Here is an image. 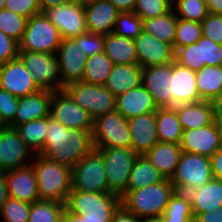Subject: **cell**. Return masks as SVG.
Returning a JSON list of instances; mask_svg holds the SVG:
<instances>
[{
  "mask_svg": "<svg viewBox=\"0 0 222 222\" xmlns=\"http://www.w3.org/2000/svg\"><path fill=\"white\" fill-rule=\"evenodd\" d=\"M121 204V197L114 193L93 192V206L83 218L86 222H111L114 211Z\"/></svg>",
  "mask_w": 222,
  "mask_h": 222,
  "instance_id": "obj_33",
  "label": "cell"
},
{
  "mask_svg": "<svg viewBox=\"0 0 222 222\" xmlns=\"http://www.w3.org/2000/svg\"><path fill=\"white\" fill-rule=\"evenodd\" d=\"M210 160L214 179L222 180V148L218 149Z\"/></svg>",
  "mask_w": 222,
  "mask_h": 222,
  "instance_id": "obj_55",
  "label": "cell"
},
{
  "mask_svg": "<svg viewBox=\"0 0 222 222\" xmlns=\"http://www.w3.org/2000/svg\"><path fill=\"white\" fill-rule=\"evenodd\" d=\"M43 14L57 27L62 39L74 38L88 32L84 1H68L45 9Z\"/></svg>",
  "mask_w": 222,
  "mask_h": 222,
  "instance_id": "obj_11",
  "label": "cell"
},
{
  "mask_svg": "<svg viewBox=\"0 0 222 222\" xmlns=\"http://www.w3.org/2000/svg\"><path fill=\"white\" fill-rule=\"evenodd\" d=\"M142 26L143 20L134 12H120L113 32L134 40L143 30Z\"/></svg>",
  "mask_w": 222,
  "mask_h": 222,
  "instance_id": "obj_42",
  "label": "cell"
},
{
  "mask_svg": "<svg viewBox=\"0 0 222 222\" xmlns=\"http://www.w3.org/2000/svg\"><path fill=\"white\" fill-rule=\"evenodd\" d=\"M156 124L159 142L180 144L183 129L175 107H158L156 110Z\"/></svg>",
  "mask_w": 222,
  "mask_h": 222,
  "instance_id": "obj_32",
  "label": "cell"
},
{
  "mask_svg": "<svg viewBox=\"0 0 222 222\" xmlns=\"http://www.w3.org/2000/svg\"><path fill=\"white\" fill-rule=\"evenodd\" d=\"M172 0H136L134 13L142 20L161 16L172 9Z\"/></svg>",
  "mask_w": 222,
  "mask_h": 222,
  "instance_id": "obj_43",
  "label": "cell"
},
{
  "mask_svg": "<svg viewBox=\"0 0 222 222\" xmlns=\"http://www.w3.org/2000/svg\"><path fill=\"white\" fill-rule=\"evenodd\" d=\"M34 156L35 154L25 144L15 128L6 126L2 131H0L1 171L6 172L28 166L31 164V162L28 161Z\"/></svg>",
  "mask_w": 222,
  "mask_h": 222,
  "instance_id": "obj_14",
  "label": "cell"
},
{
  "mask_svg": "<svg viewBox=\"0 0 222 222\" xmlns=\"http://www.w3.org/2000/svg\"><path fill=\"white\" fill-rule=\"evenodd\" d=\"M120 12H133L136 0H109Z\"/></svg>",
  "mask_w": 222,
  "mask_h": 222,
  "instance_id": "obj_56",
  "label": "cell"
},
{
  "mask_svg": "<svg viewBox=\"0 0 222 222\" xmlns=\"http://www.w3.org/2000/svg\"><path fill=\"white\" fill-rule=\"evenodd\" d=\"M30 208L29 203L8 198L0 211L2 222H28Z\"/></svg>",
  "mask_w": 222,
  "mask_h": 222,
  "instance_id": "obj_44",
  "label": "cell"
},
{
  "mask_svg": "<svg viewBox=\"0 0 222 222\" xmlns=\"http://www.w3.org/2000/svg\"><path fill=\"white\" fill-rule=\"evenodd\" d=\"M4 8L27 19L41 13L38 0H5Z\"/></svg>",
  "mask_w": 222,
  "mask_h": 222,
  "instance_id": "obj_50",
  "label": "cell"
},
{
  "mask_svg": "<svg viewBox=\"0 0 222 222\" xmlns=\"http://www.w3.org/2000/svg\"><path fill=\"white\" fill-rule=\"evenodd\" d=\"M219 107L215 102L202 100L196 103L179 104L175 109L181 127L185 131L213 123Z\"/></svg>",
  "mask_w": 222,
  "mask_h": 222,
  "instance_id": "obj_25",
  "label": "cell"
},
{
  "mask_svg": "<svg viewBox=\"0 0 222 222\" xmlns=\"http://www.w3.org/2000/svg\"><path fill=\"white\" fill-rule=\"evenodd\" d=\"M64 90L75 103L90 114L93 120L116 110V96L104 85L80 81L67 85Z\"/></svg>",
  "mask_w": 222,
  "mask_h": 222,
  "instance_id": "obj_5",
  "label": "cell"
},
{
  "mask_svg": "<svg viewBox=\"0 0 222 222\" xmlns=\"http://www.w3.org/2000/svg\"><path fill=\"white\" fill-rule=\"evenodd\" d=\"M81 48L87 57L104 51V35L95 33L81 34Z\"/></svg>",
  "mask_w": 222,
  "mask_h": 222,
  "instance_id": "obj_51",
  "label": "cell"
},
{
  "mask_svg": "<svg viewBox=\"0 0 222 222\" xmlns=\"http://www.w3.org/2000/svg\"><path fill=\"white\" fill-rule=\"evenodd\" d=\"M88 32L107 35L114 31L120 11L109 0H84Z\"/></svg>",
  "mask_w": 222,
  "mask_h": 222,
  "instance_id": "obj_18",
  "label": "cell"
},
{
  "mask_svg": "<svg viewBox=\"0 0 222 222\" xmlns=\"http://www.w3.org/2000/svg\"><path fill=\"white\" fill-rule=\"evenodd\" d=\"M104 52L113 64L137 63L135 41L114 32L104 35Z\"/></svg>",
  "mask_w": 222,
  "mask_h": 222,
  "instance_id": "obj_30",
  "label": "cell"
},
{
  "mask_svg": "<svg viewBox=\"0 0 222 222\" xmlns=\"http://www.w3.org/2000/svg\"><path fill=\"white\" fill-rule=\"evenodd\" d=\"M113 65V62L107 57L104 51L87 57L82 82L105 85Z\"/></svg>",
  "mask_w": 222,
  "mask_h": 222,
  "instance_id": "obj_35",
  "label": "cell"
},
{
  "mask_svg": "<svg viewBox=\"0 0 222 222\" xmlns=\"http://www.w3.org/2000/svg\"><path fill=\"white\" fill-rule=\"evenodd\" d=\"M15 129L34 154H39L43 150L48 132L47 117L19 124Z\"/></svg>",
  "mask_w": 222,
  "mask_h": 222,
  "instance_id": "obj_36",
  "label": "cell"
},
{
  "mask_svg": "<svg viewBox=\"0 0 222 222\" xmlns=\"http://www.w3.org/2000/svg\"><path fill=\"white\" fill-rule=\"evenodd\" d=\"M27 18L3 8L0 10V30L18 43L25 31Z\"/></svg>",
  "mask_w": 222,
  "mask_h": 222,
  "instance_id": "obj_41",
  "label": "cell"
},
{
  "mask_svg": "<svg viewBox=\"0 0 222 222\" xmlns=\"http://www.w3.org/2000/svg\"><path fill=\"white\" fill-rule=\"evenodd\" d=\"M196 85L201 100L222 106V66H204L196 71Z\"/></svg>",
  "mask_w": 222,
  "mask_h": 222,
  "instance_id": "obj_29",
  "label": "cell"
},
{
  "mask_svg": "<svg viewBox=\"0 0 222 222\" xmlns=\"http://www.w3.org/2000/svg\"><path fill=\"white\" fill-rule=\"evenodd\" d=\"M175 62L195 72L205 66L201 64L200 45L197 43L178 48L175 51Z\"/></svg>",
  "mask_w": 222,
  "mask_h": 222,
  "instance_id": "obj_45",
  "label": "cell"
},
{
  "mask_svg": "<svg viewBox=\"0 0 222 222\" xmlns=\"http://www.w3.org/2000/svg\"><path fill=\"white\" fill-rule=\"evenodd\" d=\"M134 213L130 212L122 203L114 211L111 222H140Z\"/></svg>",
  "mask_w": 222,
  "mask_h": 222,
  "instance_id": "obj_53",
  "label": "cell"
},
{
  "mask_svg": "<svg viewBox=\"0 0 222 222\" xmlns=\"http://www.w3.org/2000/svg\"><path fill=\"white\" fill-rule=\"evenodd\" d=\"M214 123L218 134L219 146L222 148V106L216 112Z\"/></svg>",
  "mask_w": 222,
  "mask_h": 222,
  "instance_id": "obj_58",
  "label": "cell"
},
{
  "mask_svg": "<svg viewBox=\"0 0 222 222\" xmlns=\"http://www.w3.org/2000/svg\"><path fill=\"white\" fill-rule=\"evenodd\" d=\"M165 177L151 164L145 155H139L130 172L126 189L131 192L145 186L161 183Z\"/></svg>",
  "mask_w": 222,
  "mask_h": 222,
  "instance_id": "obj_31",
  "label": "cell"
},
{
  "mask_svg": "<svg viewBox=\"0 0 222 222\" xmlns=\"http://www.w3.org/2000/svg\"><path fill=\"white\" fill-rule=\"evenodd\" d=\"M52 94V91L40 90L34 94L19 97L15 127L25 122L49 116Z\"/></svg>",
  "mask_w": 222,
  "mask_h": 222,
  "instance_id": "obj_26",
  "label": "cell"
},
{
  "mask_svg": "<svg viewBox=\"0 0 222 222\" xmlns=\"http://www.w3.org/2000/svg\"><path fill=\"white\" fill-rule=\"evenodd\" d=\"M182 194L190 203L193 216L216 210L222 207V180L213 178L200 188L184 189Z\"/></svg>",
  "mask_w": 222,
  "mask_h": 222,
  "instance_id": "obj_23",
  "label": "cell"
},
{
  "mask_svg": "<svg viewBox=\"0 0 222 222\" xmlns=\"http://www.w3.org/2000/svg\"><path fill=\"white\" fill-rule=\"evenodd\" d=\"M172 8L177 18L190 21L202 22L209 14L205 0H174Z\"/></svg>",
  "mask_w": 222,
  "mask_h": 222,
  "instance_id": "obj_40",
  "label": "cell"
},
{
  "mask_svg": "<svg viewBox=\"0 0 222 222\" xmlns=\"http://www.w3.org/2000/svg\"><path fill=\"white\" fill-rule=\"evenodd\" d=\"M5 0H0V10L4 8Z\"/></svg>",
  "mask_w": 222,
  "mask_h": 222,
  "instance_id": "obj_63",
  "label": "cell"
},
{
  "mask_svg": "<svg viewBox=\"0 0 222 222\" xmlns=\"http://www.w3.org/2000/svg\"><path fill=\"white\" fill-rule=\"evenodd\" d=\"M47 131L39 154L70 169L94 149L92 130L65 127L49 115Z\"/></svg>",
  "mask_w": 222,
  "mask_h": 222,
  "instance_id": "obj_1",
  "label": "cell"
},
{
  "mask_svg": "<svg viewBox=\"0 0 222 222\" xmlns=\"http://www.w3.org/2000/svg\"><path fill=\"white\" fill-rule=\"evenodd\" d=\"M19 98L0 88V119L5 126L15 128V115Z\"/></svg>",
  "mask_w": 222,
  "mask_h": 222,
  "instance_id": "obj_48",
  "label": "cell"
},
{
  "mask_svg": "<svg viewBox=\"0 0 222 222\" xmlns=\"http://www.w3.org/2000/svg\"><path fill=\"white\" fill-rule=\"evenodd\" d=\"M0 88L18 98L41 90L19 58L0 64Z\"/></svg>",
  "mask_w": 222,
  "mask_h": 222,
  "instance_id": "obj_15",
  "label": "cell"
},
{
  "mask_svg": "<svg viewBox=\"0 0 222 222\" xmlns=\"http://www.w3.org/2000/svg\"><path fill=\"white\" fill-rule=\"evenodd\" d=\"M9 198L26 203L40 200L37 178L32 165L5 172Z\"/></svg>",
  "mask_w": 222,
  "mask_h": 222,
  "instance_id": "obj_19",
  "label": "cell"
},
{
  "mask_svg": "<svg viewBox=\"0 0 222 222\" xmlns=\"http://www.w3.org/2000/svg\"><path fill=\"white\" fill-rule=\"evenodd\" d=\"M213 178L210 157L183 151L170 181L176 191L182 192L188 188H200Z\"/></svg>",
  "mask_w": 222,
  "mask_h": 222,
  "instance_id": "obj_8",
  "label": "cell"
},
{
  "mask_svg": "<svg viewBox=\"0 0 222 222\" xmlns=\"http://www.w3.org/2000/svg\"><path fill=\"white\" fill-rule=\"evenodd\" d=\"M61 222H86V219L80 217L79 215L71 213L65 208Z\"/></svg>",
  "mask_w": 222,
  "mask_h": 222,
  "instance_id": "obj_61",
  "label": "cell"
},
{
  "mask_svg": "<svg viewBox=\"0 0 222 222\" xmlns=\"http://www.w3.org/2000/svg\"><path fill=\"white\" fill-rule=\"evenodd\" d=\"M69 0H38L41 12L47 8L55 7L67 3Z\"/></svg>",
  "mask_w": 222,
  "mask_h": 222,
  "instance_id": "obj_60",
  "label": "cell"
},
{
  "mask_svg": "<svg viewBox=\"0 0 222 222\" xmlns=\"http://www.w3.org/2000/svg\"><path fill=\"white\" fill-rule=\"evenodd\" d=\"M202 23V36L222 44V15L209 13Z\"/></svg>",
  "mask_w": 222,
  "mask_h": 222,
  "instance_id": "obj_49",
  "label": "cell"
},
{
  "mask_svg": "<svg viewBox=\"0 0 222 222\" xmlns=\"http://www.w3.org/2000/svg\"><path fill=\"white\" fill-rule=\"evenodd\" d=\"M209 13L222 15V0H206Z\"/></svg>",
  "mask_w": 222,
  "mask_h": 222,
  "instance_id": "obj_59",
  "label": "cell"
},
{
  "mask_svg": "<svg viewBox=\"0 0 222 222\" xmlns=\"http://www.w3.org/2000/svg\"><path fill=\"white\" fill-rule=\"evenodd\" d=\"M157 109L152 95L142 84L116 96V110L127 120Z\"/></svg>",
  "mask_w": 222,
  "mask_h": 222,
  "instance_id": "obj_24",
  "label": "cell"
},
{
  "mask_svg": "<svg viewBox=\"0 0 222 222\" xmlns=\"http://www.w3.org/2000/svg\"><path fill=\"white\" fill-rule=\"evenodd\" d=\"M18 58L32 74L41 90H64L59 73L56 53L19 51Z\"/></svg>",
  "mask_w": 222,
  "mask_h": 222,
  "instance_id": "obj_10",
  "label": "cell"
},
{
  "mask_svg": "<svg viewBox=\"0 0 222 222\" xmlns=\"http://www.w3.org/2000/svg\"><path fill=\"white\" fill-rule=\"evenodd\" d=\"M193 222H222V207L194 216Z\"/></svg>",
  "mask_w": 222,
  "mask_h": 222,
  "instance_id": "obj_54",
  "label": "cell"
},
{
  "mask_svg": "<svg viewBox=\"0 0 222 222\" xmlns=\"http://www.w3.org/2000/svg\"><path fill=\"white\" fill-rule=\"evenodd\" d=\"M31 165L36 174L40 200L65 204L72 190V169L40 154H35Z\"/></svg>",
  "mask_w": 222,
  "mask_h": 222,
  "instance_id": "obj_2",
  "label": "cell"
},
{
  "mask_svg": "<svg viewBox=\"0 0 222 222\" xmlns=\"http://www.w3.org/2000/svg\"><path fill=\"white\" fill-rule=\"evenodd\" d=\"M176 25L177 17L174 9L172 8L169 12L161 16L143 20L142 29L155 38L173 46Z\"/></svg>",
  "mask_w": 222,
  "mask_h": 222,
  "instance_id": "obj_34",
  "label": "cell"
},
{
  "mask_svg": "<svg viewBox=\"0 0 222 222\" xmlns=\"http://www.w3.org/2000/svg\"><path fill=\"white\" fill-rule=\"evenodd\" d=\"M202 37V23L177 18L173 48H178L196 43Z\"/></svg>",
  "mask_w": 222,
  "mask_h": 222,
  "instance_id": "obj_39",
  "label": "cell"
},
{
  "mask_svg": "<svg viewBox=\"0 0 222 222\" xmlns=\"http://www.w3.org/2000/svg\"><path fill=\"white\" fill-rule=\"evenodd\" d=\"M50 116L68 128L93 130L90 114L75 103L65 90L53 92Z\"/></svg>",
  "mask_w": 222,
  "mask_h": 222,
  "instance_id": "obj_13",
  "label": "cell"
},
{
  "mask_svg": "<svg viewBox=\"0 0 222 222\" xmlns=\"http://www.w3.org/2000/svg\"><path fill=\"white\" fill-rule=\"evenodd\" d=\"M19 43L0 30V64L18 58Z\"/></svg>",
  "mask_w": 222,
  "mask_h": 222,
  "instance_id": "obj_52",
  "label": "cell"
},
{
  "mask_svg": "<svg viewBox=\"0 0 222 222\" xmlns=\"http://www.w3.org/2000/svg\"><path fill=\"white\" fill-rule=\"evenodd\" d=\"M92 139L94 148H130L131 134L128 121L117 110L93 120Z\"/></svg>",
  "mask_w": 222,
  "mask_h": 222,
  "instance_id": "obj_7",
  "label": "cell"
},
{
  "mask_svg": "<svg viewBox=\"0 0 222 222\" xmlns=\"http://www.w3.org/2000/svg\"><path fill=\"white\" fill-rule=\"evenodd\" d=\"M170 179L161 183L142 187L140 189L123 192L121 203L138 218L161 216L175 192Z\"/></svg>",
  "mask_w": 222,
  "mask_h": 222,
  "instance_id": "obj_3",
  "label": "cell"
},
{
  "mask_svg": "<svg viewBox=\"0 0 222 222\" xmlns=\"http://www.w3.org/2000/svg\"><path fill=\"white\" fill-rule=\"evenodd\" d=\"M172 107L179 104L196 103L202 101L196 85V72L172 63L171 78Z\"/></svg>",
  "mask_w": 222,
  "mask_h": 222,
  "instance_id": "obj_21",
  "label": "cell"
},
{
  "mask_svg": "<svg viewBox=\"0 0 222 222\" xmlns=\"http://www.w3.org/2000/svg\"><path fill=\"white\" fill-rule=\"evenodd\" d=\"M65 204L38 200L31 203L28 222H61Z\"/></svg>",
  "mask_w": 222,
  "mask_h": 222,
  "instance_id": "obj_37",
  "label": "cell"
},
{
  "mask_svg": "<svg viewBox=\"0 0 222 222\" xmlns=\"http://www.w3.org/2000/svg\"><path fill=\"white\" fill-rule=\"evenodd\" d=\"M5 127V124L0 119V131H2Z\"/></svg>",
  "mask_w": 222,
  "mask_h": 222,
  "instance_id": "obj_64",
  "label": "cell"
},
{
  "mask_svg": "<svg viewBox=\"0 0 222 222\" xmlns=\"http://www.w3.org/2000/svg\"><path fill=\"white\" fill-rule=\"evenodd\" d=\"M8 198L5 172L0 170V211Z\"/></svg>",
  "mask_w": 222,
  "mask_h": 222,
  "instance_id": "obj_57",
  "label": "cell"
},
{
  "mask_svg": "<svg viewBox=\"0 0 222 222\" xmlns=\"http://www.w3.org/2000/svg\"><path fill=\"white\" fill-rule=\"evenodd\" d=\"M127 121L131 134L130 148L138 156L145 155L158 142L156 112L138 115Z\"/></svg>",
  "mask_w": 222,
  "mask_h": 222,
  "instance_id": "obj_20",
  "label": "cell"
},
{
  "mask_svg": "<svg viewBox=\"0 0 222 222\" xmlns=\"http://www.w3.org/2000/svg\"><path fill=\"white\" fill-rule=\"evenodd\" d=\"M98 150L105 164L108 193L120 196L126 189L128 178L138 155L131 148L110 147Z\"/></svg>",
  "mask_w": 222,
  "mask_h": 222,
  "instance_id": "obj_9",
  "label": "cell"
},
{
  "mask_svg": "<svg viewBox=\"0 0 222 222\" xmlns=\"http://www.w3.org/2000/svg\"><path fill=\"white\" fill-rule=\"evenodd\" d=\"M196 43L200 45L201 64H205V66H222V44L215 43L204 36Z\"/></svg>",
  "mask_w": 222,
  "mask_h": 222,
  "instance_id": "obj_46",
  "label": "cell"
},
{
  "mask_svg": "<svg viewBox=\"0 0 222 222\" xmlns=\"http://www.w3.org/2000/svg\"><path fill=\"white\" fill-rule=\"evenodd\" d=\"M180 147L187 153L211 157L220 149L215 123L183 131Z\"/></svg>",
  "mask_w": 222,
  "mask_h": 222,
  "instance_id": "obj_22",
  "label": "cell"
},
{
  "mask_svg": "<svg viewBox=\"0 0 222 222\" xmlns=\"http://www.w3.org/2000/svg\"><path fill=\"white\" fill-rule=\"evenodd\" d=\"M182 153L180 144L158 141L145 156L165 179H171Z\"/></svg>",
  "mask_w": 222,
  "mask_h": 222,
  "instance_id": "obj_27",
  "label": "cell"
},
{
  "mask_svg": "<svg viewBox=\"0 0 222 222\" xmlns=\"http://www.w3.org/2000/svg\"><path fill=\"white\" fill-rule=\"evenodd\" d=\"M71 181V191L108 192L105 164L98 150L93 149L74 166Z\"/></svg>",
  "mask_w": 222,
  "mask_h": 222,
  "instance_id": "obj_6",
  "label": "cell"
},
{
  "mask_svg": "<svg viewBox=\"0 0 222 222\" xmlns=\"http://www.w3.org/2000/svg\"><path fill=\"white\" fill-rule=\"evenodd\" d=\"M164 222H193L191 205L182 192L175 191L163 214Z\"/></svg>",
  "mask_w": 222,
  "mask_h": 222,
  "instance_id": "obj_38",
  "label": "cell"
},
{
  "mask_svg": "<svg viewBox=\"0 0 222 222\" xmlns=\"http://www.w3.org/2000/svg\"><path fill=\"white\" fill-rule=\"evenodd\" d=\"M56 56L61 82L64 87L82 81L87 56L81 48V35L62 39Z\"/></svg>",
  "mask_w": 222,
  "mask_h": 222,
  "instance_id": "obj_12",
  "label": "cell"
},
{
  "mask_svg": "<svg viewBox=\"0 0 222 222\" xmlns=\"http://www.w3.org/2000/svg\"><path fill=\"white\" fill-rule=\"evenodd\" d=\"M142 77V67L137 63L114 64L107 78L105 87L115 96L139 87Z\"/></svg>",
  "mask_w": 222,
  "mask_h": 222,
  "instance_id": "obj_28",
  "label": "cell"
},
{
  "mask_svg": "<svg viewBox=\"0 0 222 222\" xmlns=\"http://www.w3.org/2000/svg\"><path fill=\"white\" fill-rule=\"evenodd\" d=\"M134 41L137 64L141 67L167 65L175 61L173 46L155 38L144 30Z\"/></svg>",
  "mask_w": 222,
  "mask_h": 222,
  "instance_id": "obj_16",
  "label": "cell"
},
{
  "mask_svg": "<svg viewBox=\"0 0 222 222\" xmlns=\"http://www.w3.org/2000/svg\"><path fill=\"white\" fill-rule=\"evenodd\" d=\"M93 206V192L71 191L65 208L73 214L83 217Z\"/></svg>",
  "mask_w": 222,
  "mask_h": 222,
  "instance_id": "obj_47",
  "label": "cell"
},
{
  "mask_svg": "<svg viewBox=\"0 0 222 222\" xmlns=\"http://www.w3.org/2000/svg\"><path fill=\"white\" fill-rule=\"evenodd\" d=\"M172 63L142 67V85L152 95L157 107H172Z\"/></svg>",
  "mask_w": 222,
  "mask_h": 222,
  "instance_id": "obj_17",
  "label": "cell"
},
{
  "mask_svg": "<svg viewBox=\"0 0 222 222\" xmlns=\"http://www.w3.org/2000/svg\"><path fill=\"white\" fill-rule=\"evenodd\" d=\"M61 40L57 27L41 12L27 19L19 51L56 53Z\"/></svg>",
  "mask_w": 222,
  "mask_h": 222,
  "instance_id": "obj_4",
  "label": "cell"
},
{
  "mask_svg": "<svg viewBox=\"0 0 222 222\" xmlns=\"http://www.w3.org/2000/svg\"><path fill=\"white\" fill-rule=\"evenodd\" d=\"M140 222H164L162 216L143 217Z\"/></svg>",
  "mask_w": 222,
  "mask_h": 222,
  "instance_id": "obj_62",
  "label": "cell"
}]
</instances>
